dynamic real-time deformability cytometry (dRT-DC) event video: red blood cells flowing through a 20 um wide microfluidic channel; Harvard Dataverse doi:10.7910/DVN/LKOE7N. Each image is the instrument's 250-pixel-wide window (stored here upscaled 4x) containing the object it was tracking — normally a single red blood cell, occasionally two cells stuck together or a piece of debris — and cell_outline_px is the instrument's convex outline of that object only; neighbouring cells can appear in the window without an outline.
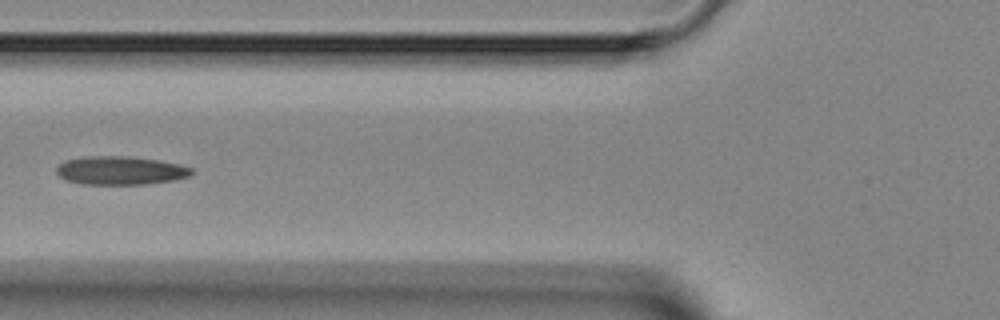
{"species": "Egyptian fruit bat (a non-hibernating species)", "species_latin": "Rousettus aegyptiacus", "temperature_condition": "room temperature", "stored_images_in_passage": 8, "camera_frame_rate_fps": 3000, "um_per_image_px": 0.085, "animal": {"sex": "female"}, "frame": {"image": 1, "passage_image": 6, "time_ms": 6.667, "image_size_px": [1000, 320], "cell_outline_px": [[196, 172], [188, 176], [172, 180], [148, 184], [84, 184], [68, 180], [60, 176], [56, 172], [56, 168], [64, 160], [84, 156], [128, 156], [160, 160], [180, 164], [196, 168]], "centroid_in_image_um": [10.29, 14.48], "position_along_channel_um": 115.5, "area_um2": 22.6}}
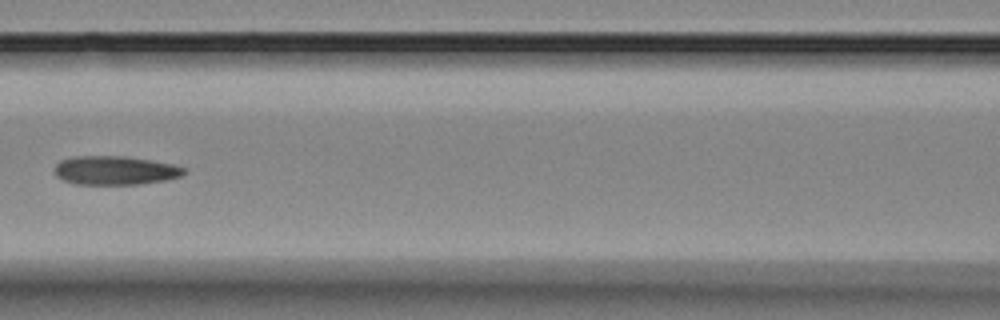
{"frame": {"image": 2, "passage_image": 7, "time_ms": 7.667, "image_size_px": [1000, 320], "cell_outline_px": [[188, 172], [180, 176], [168, 180], [140, 184], [76, 184], [64, 180], [56, 176], [56, 164], [60, 160], [76, 156], [124, 156], [172, 164], [184, 168]], "centroid_in_image_um": [9.8, 14.49], "position_along_channel_um": 156.8, "area_um2": 21.62}}
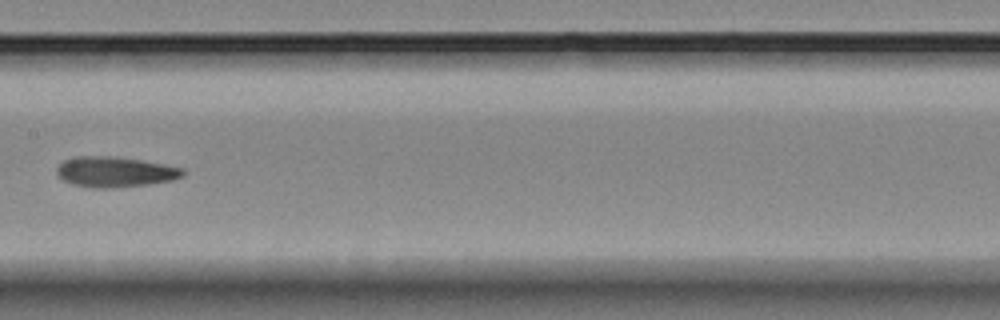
{"frame": {"image": 3, "passage_image": 8, "time_ms": 8.667, "image_size_px": [1000, 320], "cell_outline_px": [[188, 172], [184, 176], [172, 180], [148, 184], [112, 188], [92, 188], [72, 184], [60, 180], [56, 176], [56, 168], [64, 160], [72, 156], [112, 156], [140, 160], [164, 164], [184, 168]], "centroid_in_image_um": [9.75, 14.61], "position_along_channel_um": 197.6, "area_um2": 22.72}}